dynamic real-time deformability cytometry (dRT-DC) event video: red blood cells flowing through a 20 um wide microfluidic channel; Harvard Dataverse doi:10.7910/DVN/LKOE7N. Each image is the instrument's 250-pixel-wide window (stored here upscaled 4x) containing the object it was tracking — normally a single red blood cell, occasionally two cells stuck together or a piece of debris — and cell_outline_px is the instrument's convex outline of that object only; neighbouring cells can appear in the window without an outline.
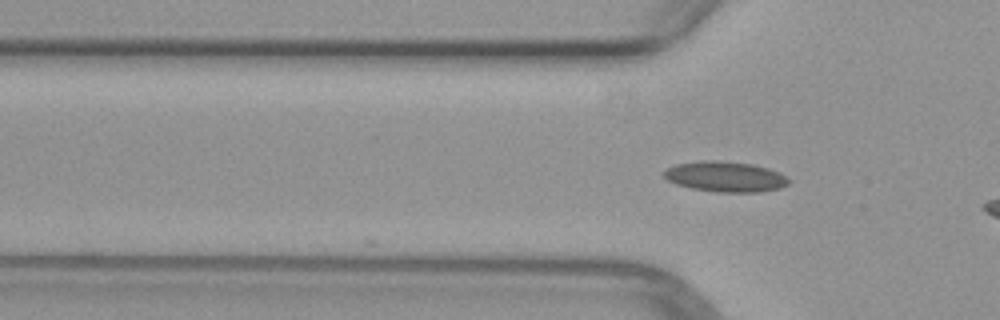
{"species": "common noctule bat (a hibernating species)", "species_latin": "Nyctalus noctula", "temperature_condition": "warm", "stored_images_in_passage": 5, "camera_frame_rate_fps": 3000, "um_per_image_px": 0.085, "animal": {"sex": "female", "body_mass_g": 29.2, "forearm_length_mm": 56.3}, "frame": {"image": 1, "passage_image": 4, "time_ms": 3.667, "image_size_px": [1000, 320], "cell_outline_px": [[788, 184], [780, 188], [760, 192], [716, 192], [692, 188], [676, 184], [668, 180], [664, 176], [664, 172], [668, 168], [676, 164], [700, 160], [712, 160], [752, 164], [768, 168], [780, 172], [788, 180]], "centroid_in_image_um": [61.65, 15.01], "position_along_channel_um": 64.2, "area_um2": 21.96}}